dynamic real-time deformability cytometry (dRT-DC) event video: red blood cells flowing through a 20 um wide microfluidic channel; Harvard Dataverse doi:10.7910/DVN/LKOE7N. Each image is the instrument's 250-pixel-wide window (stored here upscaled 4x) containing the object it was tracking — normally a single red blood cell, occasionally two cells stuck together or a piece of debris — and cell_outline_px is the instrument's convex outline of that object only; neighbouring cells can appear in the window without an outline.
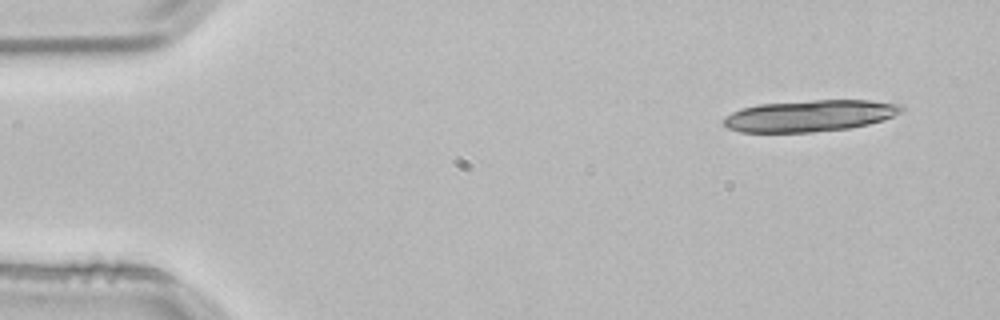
{"species": "common noctule bat (a hibernating species)", "species_latin": "Nyctalus noctula", "temperature_condition": "room temperature", "stored_images_in_passage": 4, "camera_frame_rate_fps": 3000, "um_per_image_px": 0.085, "animal": {"sex": "male", "body_mass_g": 21.5, "forearm_length_mm": 52.0}, "frame": {"image": 1, "passage_image": 1, "time_ms": 0.0, "image_size_px": [1000, 320], "cell_outline_px": [[904, 112], [884, 120], [868, 124], [848, 128], [812, 132], [740, 132], [728, 128], [724, 124], [724, 116], [740, 108], [760, 104], [816, 100], [868, 100], [904, 104]], "centroid_in_image_um": [68.88, 9.83], "position_along_channel_um": 16.1, "area_um2": 32.83}}
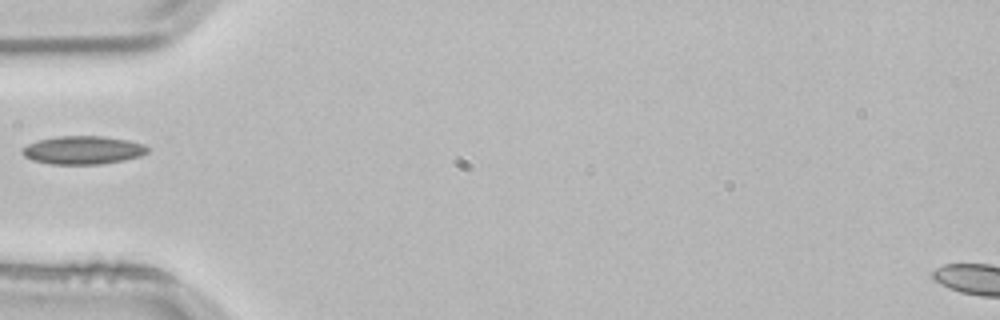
{"frame": {"image": 2, "passage_image": 4, "time_ms": 1.0, "image_size_px": [1000, 320], "cell_outline_px": [[148, 152], [140, 156], [124, 160], [100, 164], [52, 164], [32, 160], [24, 156], [20, 152], [20, 148], [36, 140], [56, 136], [104, 136], [128, 140], [144, 144], [148, 148]], "centroid_in_image_um": [7.01, 12.75], "position_along_channel_um": 78.0, "area_um2": 20.81}}